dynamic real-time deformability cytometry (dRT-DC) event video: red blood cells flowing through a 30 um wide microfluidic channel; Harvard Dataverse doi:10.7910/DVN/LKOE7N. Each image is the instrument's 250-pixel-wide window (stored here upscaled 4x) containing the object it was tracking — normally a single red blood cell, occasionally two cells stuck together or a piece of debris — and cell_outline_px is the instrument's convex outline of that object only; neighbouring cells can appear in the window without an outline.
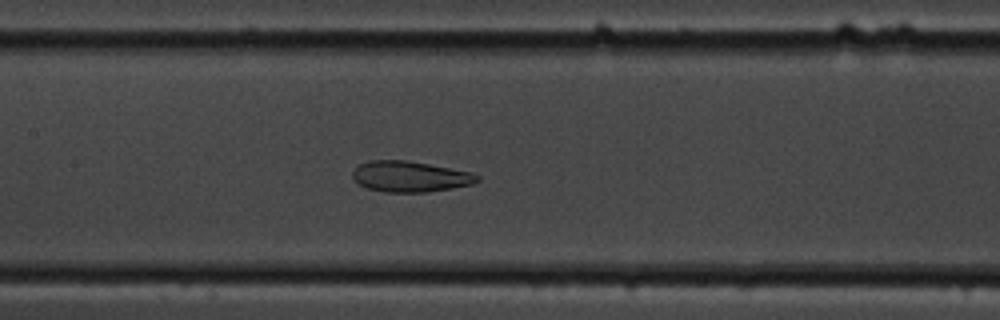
{"species": "common noctule bat (a hibernating species)", "species_latin": "Nyctalus noctula", "temperature_condition": "cold", "stored_images_in_passage": 58, "camera_frame_rate_fps": 3000, "um_per_image_px": 0.085, "animal": {"sex": "male", "body_mass_g": 19.5, "forearm_length_mm": 54.6}, "frame": {"image": 1, "passage_image": 27, "time_ms": 8.667, "image_size_px": [1000, 320], "cell_outline_px": [[480, 180], [472, 184], [452, 188], [428, 192], [384, 192], [368, 188], [352, 180], [352, 172], [360, 164], [368, 160], [408, 160], [472, 172], [480, 176]], "centroid_in_image_um": [34.86, 15.0], "position_along_channel_um": 172.5, "area_um2": 22.48}}
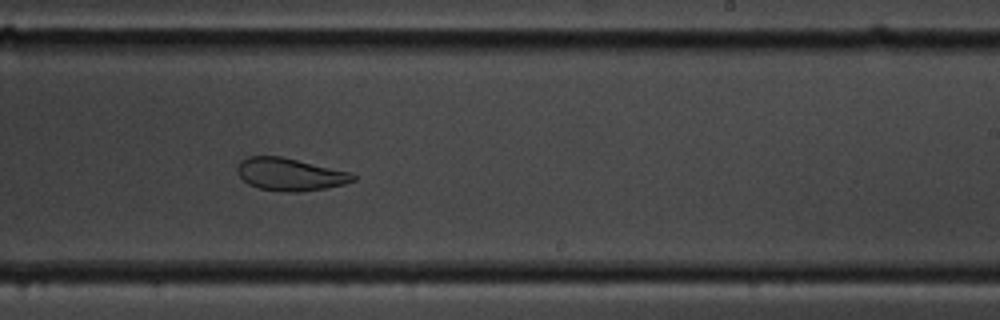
{"frame": {"image": 2, "passage_image": 35, "time_ms": 11.333, "image_size_px": [1000, 320], "cell_outline_px": [[356, 180], [344, 184], [324, 188], [300, 192], [288, 192], [260, 188], [248, 184], [236, 172], [236, 168], [240, 160], [248, 156], [280, 156], [352, 172], [356, 176]], "centroid_in_image_um": [24.65, 14.81], "position_along_channel_um": 264.4, "area_um2": 21.96}}
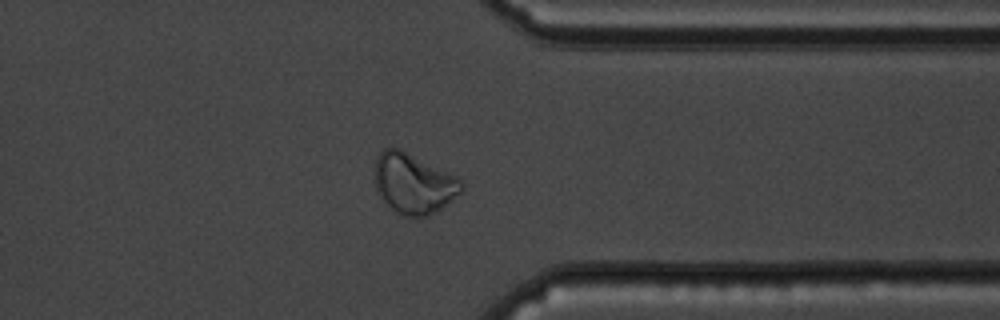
{"frame": {"image": 3, "passage_image": 45, "time_ms": 14.667, "image_size_px": [1000, 320], "cell_outline_px": [[464, 188], [460, 192], [440, 208], [428, 216], [400, 216], [376, 192], [376, 156], [384, 148], [400, 148], [456, 176], [464, 184]], "centroid_in_image_um": [35.14, 15.59], "position_along_channel_um": 376.3, "area_um2": 30.0}, "authors_computed_cell_mechanics": {"area_um2": 29.3624, "velocity_mm_per_s": 3.4561, "shape_relaxation_time_tau1_ms": null, "shape_relaxation_time_tau2_ms": 1.8672, "deformation_change_tau1": null, "deformation_change_tau2": 0.0721}}